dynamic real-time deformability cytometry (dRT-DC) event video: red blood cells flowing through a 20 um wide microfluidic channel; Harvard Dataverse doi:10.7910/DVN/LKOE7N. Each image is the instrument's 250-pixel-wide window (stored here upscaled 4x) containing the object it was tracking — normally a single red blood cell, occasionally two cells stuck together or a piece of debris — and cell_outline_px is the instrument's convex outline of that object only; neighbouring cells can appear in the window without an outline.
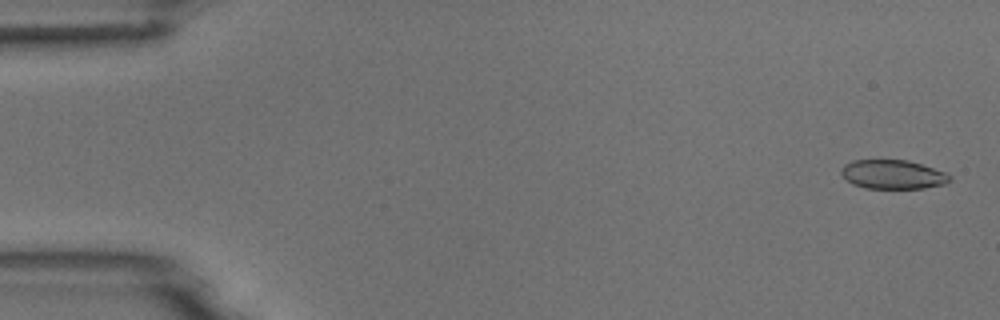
{"species": "common noctule bat (a hibernating species)", "species_latin": "Nyctalus noctula", "temperature_condition": "room temperature", "stored_images_in_passage": 5, "camera_frame_rate_fps": 3000, "um_per_image_px": 0.085, "animal": {"sex": "male", "body_mass_g": 18.8}, "frame": {"image": 1, "passage_image": 1, "time_ms": 0.0, "image_size_px": [1000, 320], "cell_outline_px": [[952, 180], [944, 184], [924, 188], [864, 188], [852, 184], [840, 172], [840, 168], [844, 164], [852, 160], [908, 160], [944, 172], [952, 176]], "centroid_in_image_um": [75.87, 14.83], "position_along_channel_um": 9.1, "area_um2": 18.32}}
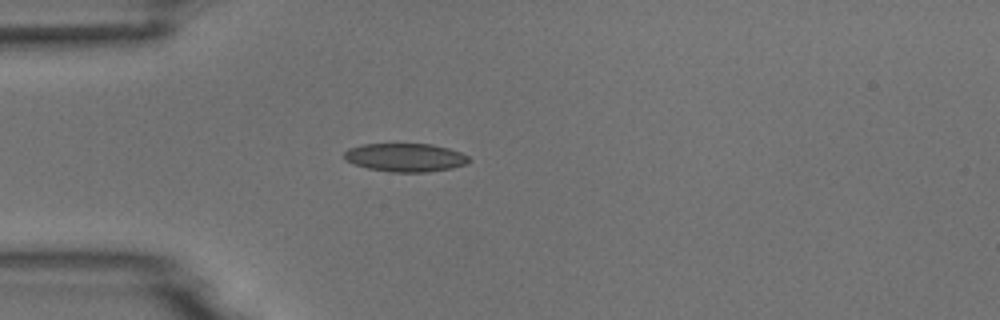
{"frame": {"image": 2, "passage_image": 5, "time_ms": 4.333, "image_size_px": [1000, 320], "cell_outline_px": [[472, 160], [468, 164], [452, 168], [428, 172], [392, 172], [368, 168], [352, 164], [344, 160], [344, 152], [348, 148], [364, 144], [432, 144], [448, 148], [460, 152], [468, 156]], "centroid_in_image_um": [34.46, 13.39], "position_along_channel_um": 50.5, "area_um2": 20.81}}